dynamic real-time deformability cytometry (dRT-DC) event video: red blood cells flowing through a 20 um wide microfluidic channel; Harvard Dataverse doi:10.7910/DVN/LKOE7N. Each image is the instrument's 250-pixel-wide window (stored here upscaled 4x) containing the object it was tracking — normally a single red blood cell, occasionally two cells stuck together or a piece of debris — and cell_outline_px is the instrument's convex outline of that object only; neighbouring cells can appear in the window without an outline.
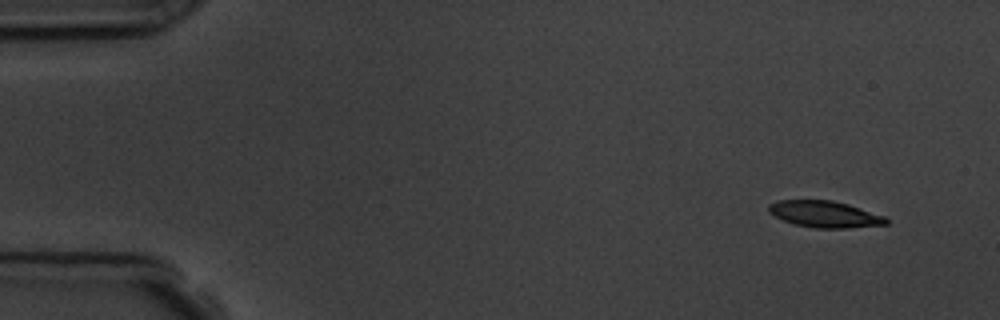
{"species": "common noctule bat (a hibernating species)", "species_latin": "Nyctalus noctula", "temperature_condition": "room temperature", "stored_images_in_passage": 7, "camera_frame_rate_fps": 3000, "um_per_image_px": 0.085, "animal": {"sex": "male", "body_mass_g": 19.5, "forearm_length_mm": 54.6}, "frame": {"image": 1, "passage_image": 1, "time_ms": 0.0, "image_size_px": [1000, 320], "cell_outline_px": [[888, 224], [848, 228], [816, 228], [792, 224], [768, 212], [768, 204], [780, 200], [832, 200], [848, 204], [884, 216], [888, 220]], "centroid_in_image_um": [70.09, 18.21], "position_along_channel_um": 14.9, "area_um2": 18.09}}
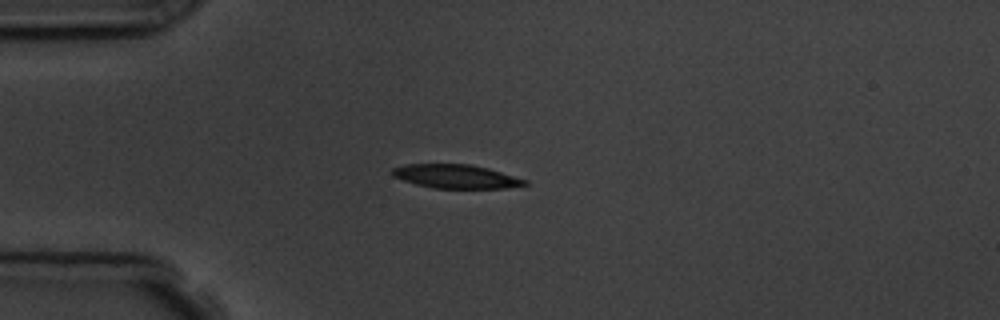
{"frame": {"image": 2, "passage_image": 4, "time_ms": 3.333, "image_size_px": [1000, 320], "cell_outline_px": [[528, 184], [508, 188], [432, 188], [416, 184], [392, 176], [392, 168], [404, 164], [472, 164], [488, 168], [528, 180]], "centroid_in_image_um": [38.76, 14.99], "position_along_channel_um": 46.2, "area_um2": 18.38}}